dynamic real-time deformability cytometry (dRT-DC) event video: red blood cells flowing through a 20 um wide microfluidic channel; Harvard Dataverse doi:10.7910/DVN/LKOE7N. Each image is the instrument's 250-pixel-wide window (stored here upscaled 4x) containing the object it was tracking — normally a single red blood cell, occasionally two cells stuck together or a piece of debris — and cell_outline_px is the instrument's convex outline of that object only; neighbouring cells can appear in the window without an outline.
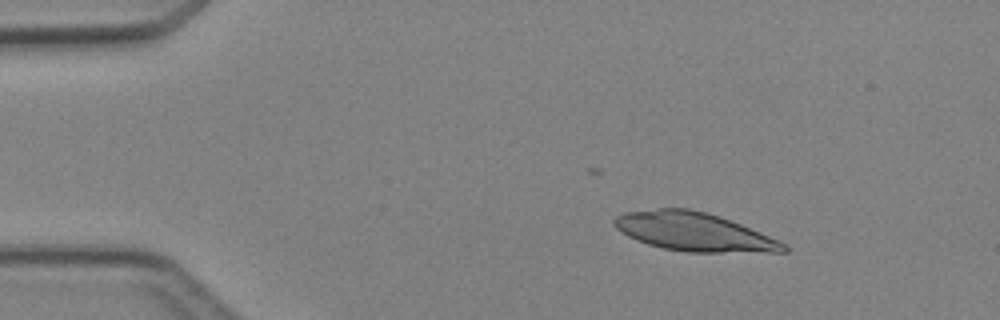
{"species": "Egyptian fruit bat (a non-hibernating species)", "species_latin": "Rousettus aegyptiacus", "temperature_condition": "cold", "stored_images_in_passage": 2, "camera_frame_rate_fps": 3000, "um_per_image_px": 0.085, "animal": {"sex": "female"}, "frame": {"image": 1, "passage_image": 1, "time_ms": 0.0, "image_size_px": [1000, 320], "cell_outline_px": [[788, 252], [688, 252], [664, 248], [648, 244], [636, 240], [628, 236], [616, 228], [612, 224], [612, 220], [616, 216], [624, 212], [656, 208], [688, 208], [720, 216], [760, 232], [788, 244]], "centroid_in_image_um": [58.98, 19.7], "position_along_channel_um": 26.0, "area_um2": 38.03}}